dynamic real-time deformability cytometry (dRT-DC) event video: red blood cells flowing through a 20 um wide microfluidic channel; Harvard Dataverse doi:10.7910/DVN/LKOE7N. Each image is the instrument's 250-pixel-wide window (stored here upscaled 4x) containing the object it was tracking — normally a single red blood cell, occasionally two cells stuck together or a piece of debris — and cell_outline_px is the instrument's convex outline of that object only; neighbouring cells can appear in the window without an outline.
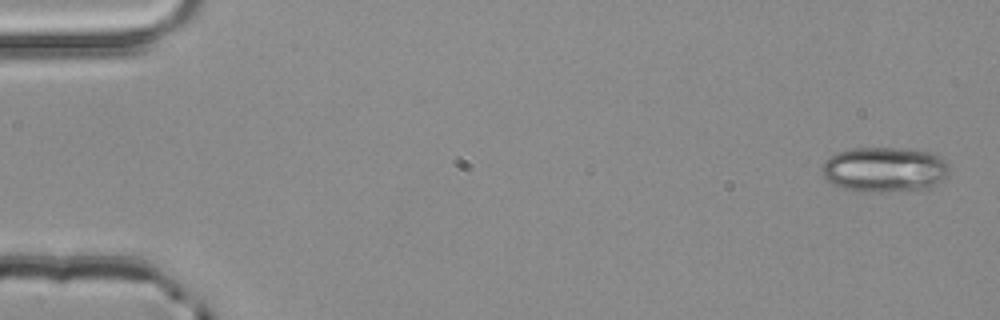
{"species": "common noctule bat (a hibernating species)", "species_latin": "Nyctalus noctula", "temperature_condition": "room temperature", "stored_images_in_passage": 3, "segment_of_instrument_passage": [2, 2], "camera_frame_rate_fps": 3000, "um_per_image_px": 0.085, "animal": {"sex": "male", "body_mass_g": 20.4}, "frame": {"image": 1, "passage_image": 3, "time_ms": 0.667, "image_size_px": [1000, 320], "cell_outline_px": [[948, 172], [940, 180], [928, 188], [880, 192], [844, 188], [832, 184], [824, 176], [824, 160], [828, 156], [836, 152], [852, 148], [904, 148], [928, 152], [940, 156], [948, 164]], "centroid_in_image_um": [75.17, 14.38], "position_along_channel_um": 9.8, "area_um2": 32.95}}